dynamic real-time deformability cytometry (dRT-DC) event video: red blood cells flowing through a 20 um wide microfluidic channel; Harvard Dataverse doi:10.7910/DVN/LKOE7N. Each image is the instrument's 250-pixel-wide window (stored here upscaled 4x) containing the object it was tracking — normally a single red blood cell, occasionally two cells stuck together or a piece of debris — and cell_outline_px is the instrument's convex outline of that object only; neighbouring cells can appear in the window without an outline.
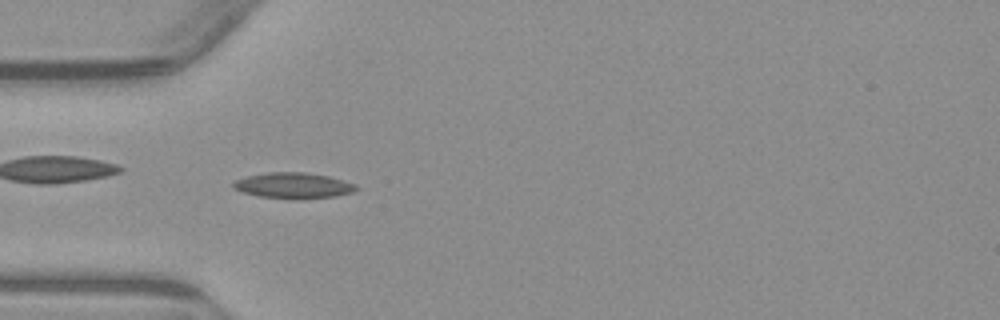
{"species": "common noctule bat (a hibernating species)", "species_latin": "Nyctalus noctula", "temperature_condition": "warm", "stored_images_in_passage": 46, "camera_frame_rate_fps": 3000, "um_per_image_px": 0.085, "animal": {"sex": "male", "body_mass_g": 23.1, "forearm_length_mm": 52.7}, "frame": {"image": 1, "passage_image": 16, "time_ms": 5.0, "image_size_px": [1000, 320], "cell_outline_px": [[360, 188], [352, 192], [332, 196], [296, 200], [260, 196], [244, 192], [232, 188], [232, 184], [236, 180], [248, 176], [268, 172], [304, 172], [328, 176], [356, 184]], "centroid_in_image_um": [24.94, 15.77], "position_along_channel_um": 60.1, "area_um2": 18.38}}
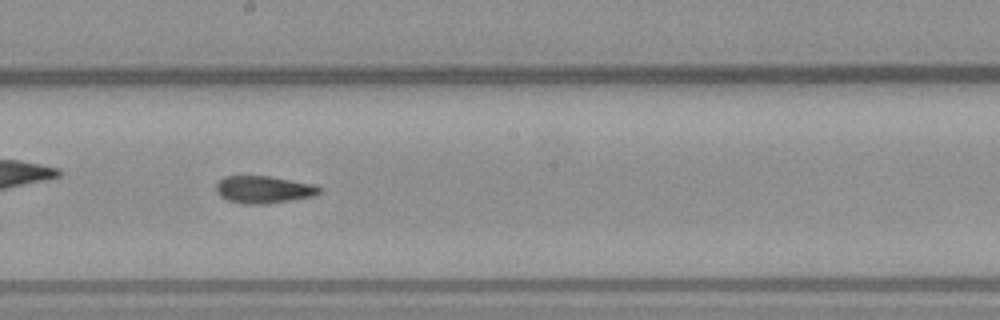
{"frame": {"image": 2, "passage_image": 29, "time_ms": 9.333, "image_size_px": [1000, 320], "cell_outline_px": [[324, 188], [316, 196], [268, 204], [244, 204], [228, 200], [220, 196], [216, 192], [216, 184], [220, 180], [228, 176], [268, 176], [316, 184]], "centroid_in_image_um": [22.47, 16.12], "position_along_channel_um": 225.7, "area_um2": 16.65}}
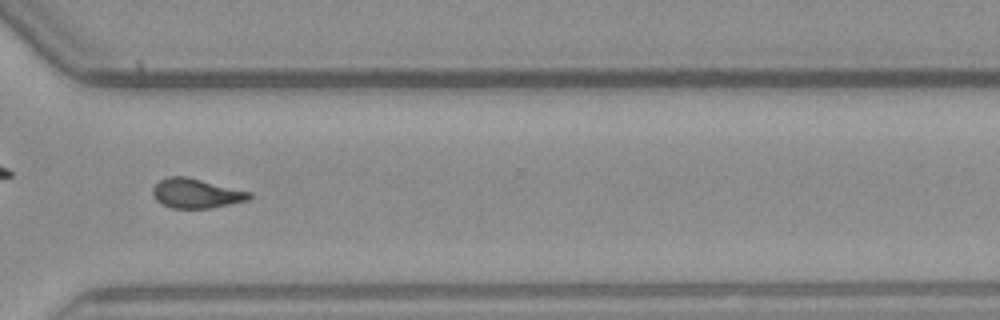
{"frame": {"image": 3, "passage_image": 39, "time_ms": 12.667, "image_size_px": [1000, 320], "cell_outline_px": [[252, 196], [248, 200], [208, 208], [172, 208], [160, 204], [156, 200], [152, 192], [152, 188], [160, 180], [168, 176], [188, 176], [252, 192]], "centroid_in_image_um": [16.66, 16.42], "position_along_channel_um": 353.9, "area_um2": 16.7}, "authors_computed_cell_mechanics": {"area_um2": 16.6175, "velocity_mm_per_s": 3.857, "shape_relaxation_time_tau1_ms": null, "shape_relaxation_time_tau2_ms": 3.5673, "deformation_change_tau1": null, "deformation_change_tau2": 0.1072}}